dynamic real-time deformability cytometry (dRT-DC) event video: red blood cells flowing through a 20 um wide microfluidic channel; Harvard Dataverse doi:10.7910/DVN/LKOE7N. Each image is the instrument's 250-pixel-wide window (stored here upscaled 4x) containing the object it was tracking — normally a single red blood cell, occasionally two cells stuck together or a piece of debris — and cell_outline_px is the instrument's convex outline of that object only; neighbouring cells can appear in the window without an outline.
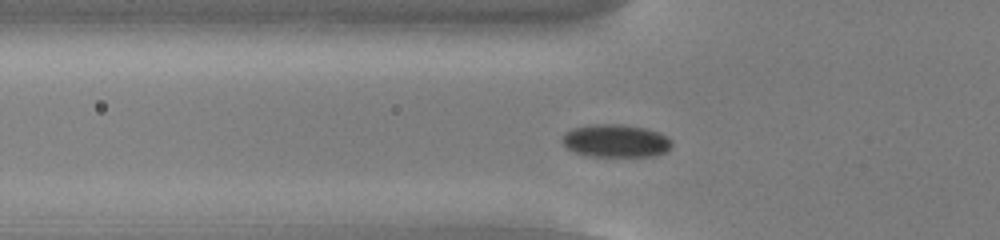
{"species": "common noctule bat (a hibernating species)", "species_latin": "Nyctalus noctula", "temperature_condition": "cold", "stored_images_in_passage": 50, "camera_frame_rate_fps": 3000, "um_per_image_px": 0.085, "animal": {"sex": "male", "body_mass_g": 13.0, "forearm_length_mm": 53.1}, "frame": {"image": 1, "passage_image": 15, "time_ms": 4.667, "image_size_px": [1000, 240], "cell_outline_px": [[672, 148], [668, 152], [652, 156], [588, 156], [576, 152], [568, 148], [560, 140], [572, 128], [596, 124], [620, 124], [648, 128], [660, 132], [668, 136], [672, 140]], "centroid_in_image_um": [52.42, 11.97], "position_along_channel_um": 73.4, "area_um2": 21.15}}
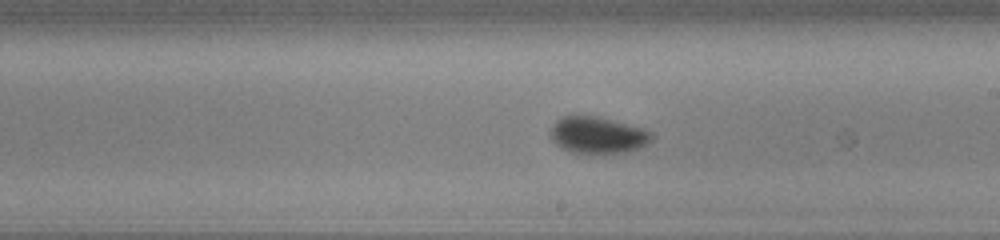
{"frame": {"image": 2, "passage_image": 28, "time_ms": 9.0, "image_size_px": [1000, 240], "cell_outline_px": [[656, 136], [648, 144], [640, 148], [624, 152], [572, 152], [560, 148], [552, 140], [548, 132], [552, 124], [556, 120], [564, 116], [576, 112], [600, 116], [644, 128], [652, 132]], "centroid_in_image_um": [50.78, 11.42], "position_along_channel_um": 238.2, "area_um2": 22.37}}
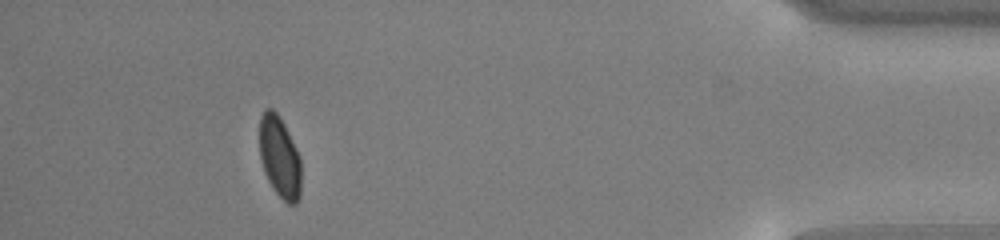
{"frame": {"image": 3, "passage_image": 46, "time_ms": 15.0, "image_size_px": [1000, 240], "cell_outline_px": [[300, 196], [296, 204], [288, 204], [272, 188], [264, 172], [260, 160], [260, 116], [264, 108], [272, 108], [280, 116], [300, 156]], "centroid_in_image_um": [23.76, 13.34], "position_along_channel_um": 411.4, "area_um2": 19.83}, "authors_computed_cell_mechanics": {"area_um2": 20.8947, "velocity_mm_per_s": 3.8054, "shape_relaxation_time_tau1_ms": 2.3917, "shape_relaxation_time_tau2_ms": null, "deformation_change_tau1": 0.0692, "deformation_change_tau2": null}}